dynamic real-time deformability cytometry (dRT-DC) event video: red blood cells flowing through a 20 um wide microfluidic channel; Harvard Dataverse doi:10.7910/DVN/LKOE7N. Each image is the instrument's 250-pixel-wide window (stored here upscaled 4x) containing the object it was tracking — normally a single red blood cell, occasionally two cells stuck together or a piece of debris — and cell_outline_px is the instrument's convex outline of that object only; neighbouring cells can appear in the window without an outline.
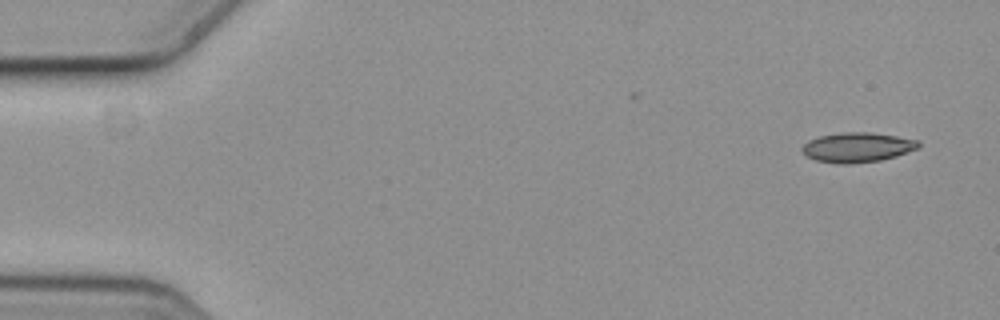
{"species": "common noctule bat (a hibernating species)", "species_latin": "Nyctalus noctula", "temperature_condition": "cold", "stored_images_in_passage": 5, "camera_frame_rate_fps": 3000, "um_per_image_px": 0.085, "animal": {"sex": "female", "body_mass_g": 19.3, "forearm_length_mm": 54.1}, "frame": {"image": 1, "passage_image": 1, "time_ms": 0.0, "image_size_px": [1000, 320], "cell_outline_px": [[920, 148], [896, 156], [880, 160], [852, 164], [836, 164], [816, 160], [808, 156], [800, 148], [808, 140], [820, 136], [844, 132], [872, 132], [920, 140]], "centroid_in_image_um": [72.9, 12.52], "position_along_channel_um": 12.1, "area_um2": 20.29}}
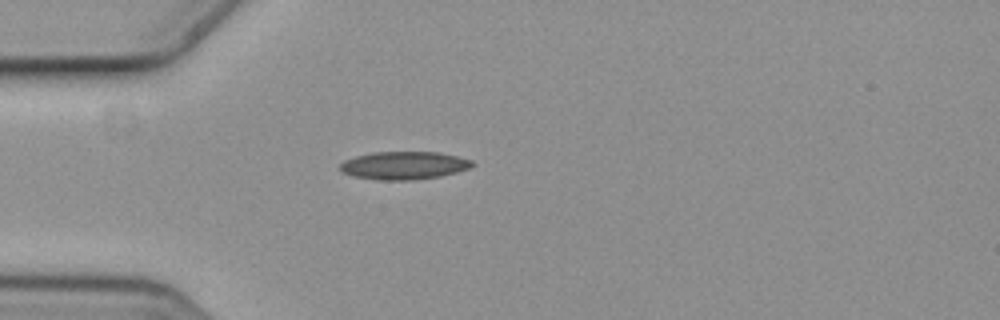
{"frame": {"image": 2, "passage_image": 4, "time_ms": 1.0, "image_size_px": [1000, 320], "cell_outline_px": [[476, 164], [468, 168], [456, 172], [440, 176], [412, 180], [380, 180], [356, 176], [340, 172], [340, 164], [344, 160], [356, 156], [372, 152], [440, 152], [472, 160]], "centroid_in_image_um": [34.33, 14.06], "position_along_channel_um": 50.7, "area_um2": 21.44}}